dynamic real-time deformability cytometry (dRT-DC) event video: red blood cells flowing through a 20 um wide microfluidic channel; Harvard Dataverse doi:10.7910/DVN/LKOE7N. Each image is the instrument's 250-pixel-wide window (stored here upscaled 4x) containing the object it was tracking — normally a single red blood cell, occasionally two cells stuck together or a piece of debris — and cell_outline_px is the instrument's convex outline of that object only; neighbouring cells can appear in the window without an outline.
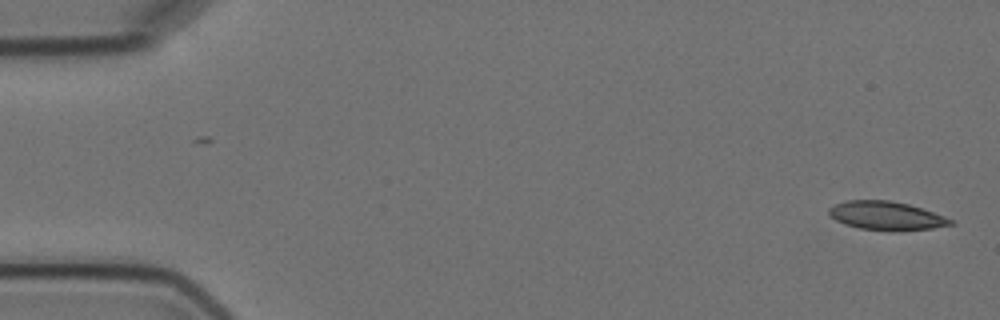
{"species": "Egyptian fruit bat (a non-hibernating species)", "species_latin": "Rousettus aegyptiacus", "temperature_condition": "cold", "stored_images_in_passage": 4, "camera_frame_rate_fps": 3000, "um_per_image_px": 0.085, "animal": {"sex": "female"}, "frame": {"image": 1, "passage_image": 1, "time_ms": 0.0, "image_size_px": [1000, 320], "cell_outline_px": [[956, 224], [932, 228], [860, 228], [844, 224], [836, 220], [828, 212], [828, 208], [836, 204], [848, 200], [888, 200], [908, 204], [956, 220]], "centroid_in_image_um": [75.33, 18.29], "position_along_channel_um": 9.7, "area_um2": 19.31}}